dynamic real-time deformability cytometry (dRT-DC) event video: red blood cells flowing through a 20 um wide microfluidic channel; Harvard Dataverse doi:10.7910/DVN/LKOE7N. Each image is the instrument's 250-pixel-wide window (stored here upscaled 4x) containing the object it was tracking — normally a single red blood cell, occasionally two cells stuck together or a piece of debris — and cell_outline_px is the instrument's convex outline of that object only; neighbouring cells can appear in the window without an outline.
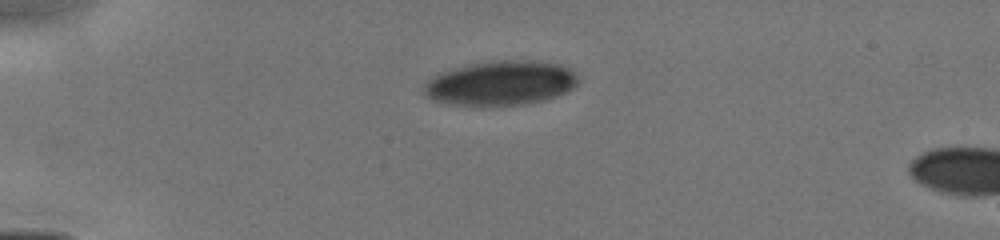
{"species": "human", "species_latin": "Homo sapiens", "temperature_condition": "cold", "stored_images_in_passage": 10, "camera_frame_rate_fps": 3000, "um_per_image_px": 0.085, "donor": {"sex": "male"}, "frame": {"image": 1, "passage_image": 1, "time_ms": 0.0, "image_size_px": [1000, 240], "cell_outline_px": [[580, 80], [572, 88], [556, 96], [544, 100], [528, 104], [488, 108], [476, 108], [448, 104], [432, 100], [424, 92], [424, 84], [432, 76], [440, 72], [472, 64], [492, 60], [528, 60], [560, 64], [576, 72], [580, 76]], "centroid_in_image_um": [42.55, 7.1], "position_along_channel_um": 42.4, "area_um2": 41.04}}
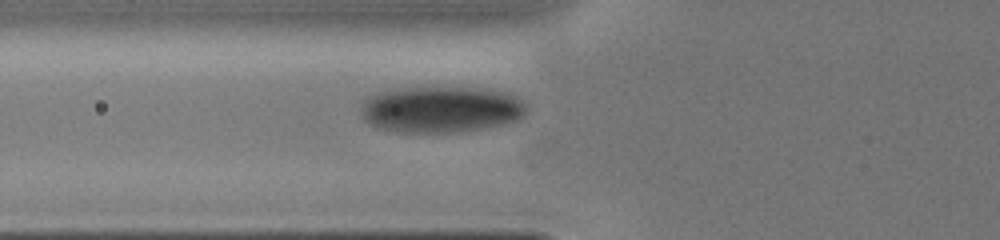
{"frame": {"image": 2, "passage_image": 5, "time_ms": 2.0, "image_size_px": [1000, 240], "cell_outline_px": [[528, 108], [524, 116], [516, 120], [500, 124], [460, 132], [396, 132], [376, 128], [368, 124], [364, 120], [360, 112], [360, 108], [364, 100], [376, 92], [396, 88], [476, 88], [504, 92], [524, 100]], "centroid_in_image_um": [37.43, 9.3], "position_along_channel_um": 88.4, "area_um2": 44.85}}
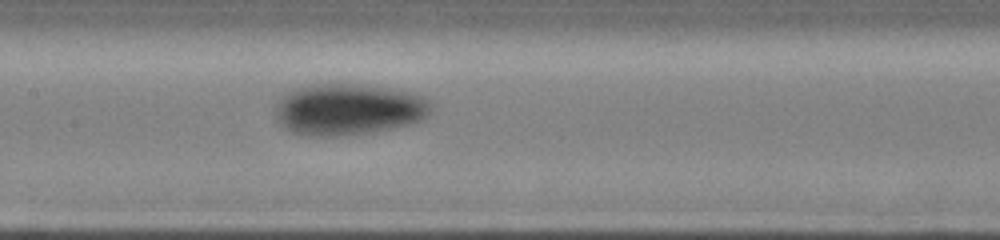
{"frame": {"image": 3, "passage_image": 10, "time_ms": 4.0, "image_size_px": [1000, 240], "cell_outline_px": [[432, 104], [428, 112], [420, 120], [408, 124], [372, 132], [336, 136], [304, 136], [292, 132], [280, 124], [276, 120], [276, 100], [288, 92], [312, 84], [352, 84], [392, 88], [424, 96]], "centroid_in_image_um": [29.57, 9.3], "position_along_channel_um": 177.8, "area_um2": 46.47}}